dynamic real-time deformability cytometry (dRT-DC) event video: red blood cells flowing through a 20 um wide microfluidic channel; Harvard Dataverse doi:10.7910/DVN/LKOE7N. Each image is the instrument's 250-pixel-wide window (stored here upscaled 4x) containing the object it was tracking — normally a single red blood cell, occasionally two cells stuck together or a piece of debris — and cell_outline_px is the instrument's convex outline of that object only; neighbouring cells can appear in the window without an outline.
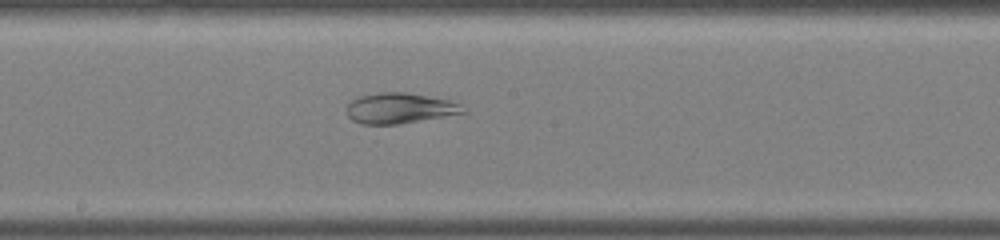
{"species": "common noctule bat (a hibernating species)", "species_latin": "Nyctalus noctula", "temperature_condition": "warm", "stored_images_in_passage": 37, "segment_of_instrument_passage": [2, 2], "camera_frame_rate_fps": 3000, "um_per_image_px": 0.085, "animal": {"sex": "male", "body_mass_g": 19.0, "forearm_length_mm": 50.8}, "frame": {"image": 1, "passage_image": 20, "time_ms": 6.333, "image_size_px": [1000, 240], "cell_outline_px": [[468, 112], [400, 124], [364, 124], [352, 120], [348, 116], [344, 108], [352, 100], [360, 96], [380, 92], [408, 92], [448, 100], [460, 104]], "centroid_in_image_um": [33.95, 9.2], "position_along_channel_um": 214.2, "area_um2": 20.75}}
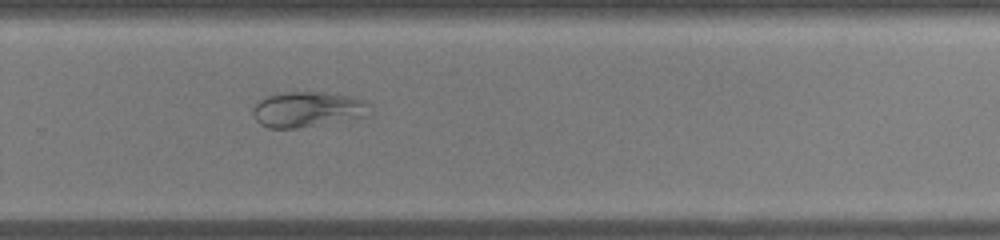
{"frame": {"image": 2, "passage_image": 25, "time_ms": 8.0, "image_size_px": [1000, 240], "cell_outline_px": [[372, 116], [296, 128], [268, 128], [260, 124], [256, 120], [252, 112], [256, 104], [260, 100], [268, 96], [284, 92], [324, 92], [348, 96], [364, 100], [372, 104]], "centroid_in_image_um": [26.23, 9.3], "position_along_channel_um": 303.6, "area_um2": 24.33}}
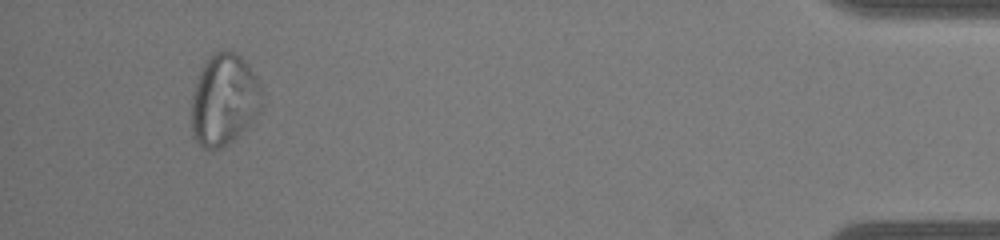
{"frame": {"image": 3, "passage_image": 35, "time_ms": 11.333, "image_size_px": [1000, 240], "cell_outline_px": [[260, 108], [256, 116], [232, 140], [220, 148], [204, 148], [196, 140], [192, 132], [192, 96], [204, 60], [208, 56], [216, 52], [236, 52], [248, 64], [256, 76], [260, 88]], "centroid_in_image_um": [19.02, 8.45], "position_along_channel_um": 416.2, "area_um2": 36.76}}